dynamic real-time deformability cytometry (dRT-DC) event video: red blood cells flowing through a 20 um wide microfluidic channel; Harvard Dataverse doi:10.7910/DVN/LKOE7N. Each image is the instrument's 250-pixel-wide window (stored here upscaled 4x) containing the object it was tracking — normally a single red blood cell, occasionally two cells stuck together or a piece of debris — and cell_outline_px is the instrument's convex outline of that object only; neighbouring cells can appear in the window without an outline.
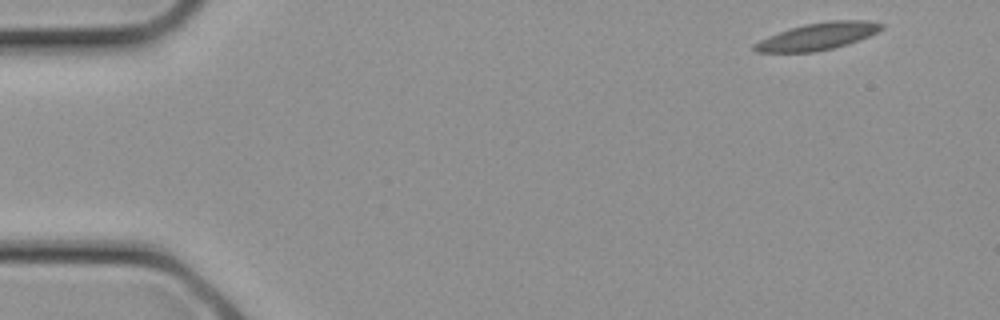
{"species": "common noctule bat (a hibernating species)", "species_latin": "Nyctalus noctula", "temperature_condition": "cold", "stored_images_in_passage": 9, "camera_frame_rate_fps": 3000, "um_per_image_px": 0.085, "animal": {"sex": "female", "body_mass_g": 21.9}, "frame": {"image": 1, "passage_image": 1, "time_ms": 0.0, "image_size_px": [1000, 320], "cell_outline_px": [[884, 28], [868, 36], [848, 44], [816, 52], [756, 52], [752, 48], [752, 44], [768, 36], [804, 24], [828, 20], [868, 20], [884, 24]], "centroid_in_image_um": [69.51, 3.08], "position_along_channel_um": 15.5, "area_um2": 20.0}}
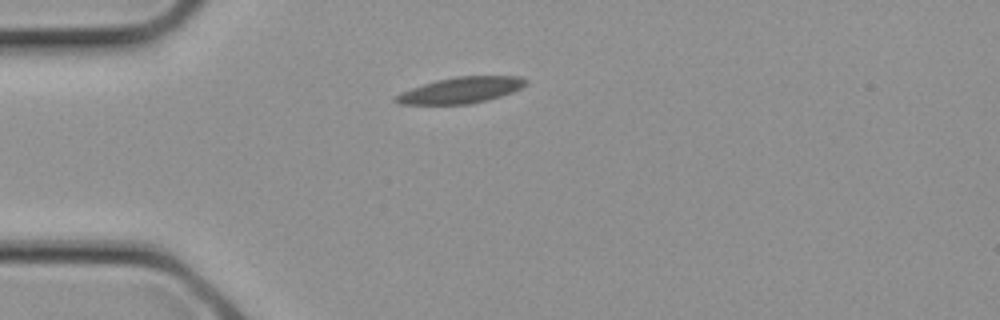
{"frame": {"image": 2, "passage_image": 6, "time_ms": 1.667, "image_size_px": [1000, 320], "cell_outline_px": [[528, 84], [512, 92], [488, 100], [468, 104], [400, 104], [392, 100], [396, 96], [412, 88], [436, 80], [456, 76], [520, 76], [528, 80]], "centroid_in_image_um": [39.22, 7.66], "position_along_channel_um": 45.8, "area_um2": 19.59}}
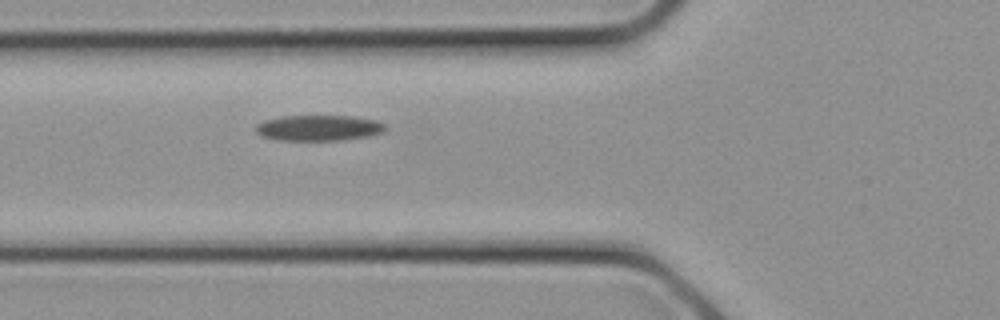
{"frame": {"image": 3, "passage_image": 9, "time_ms": 2.667, "image_size_px": [1000, 320], "cell_outline_px": [[388, 128], [384, 132], [368, 136], [344, 140], [276, 140], [264, 136], [256, 132], [256, 124], [264, 120], [284, 116], [352, 116], [376, 120], [384, 124]], "centroid_in_image_um": [27.12, 10.87], "position_along_channel_um": 98.7, "area_um2": 19.42}}